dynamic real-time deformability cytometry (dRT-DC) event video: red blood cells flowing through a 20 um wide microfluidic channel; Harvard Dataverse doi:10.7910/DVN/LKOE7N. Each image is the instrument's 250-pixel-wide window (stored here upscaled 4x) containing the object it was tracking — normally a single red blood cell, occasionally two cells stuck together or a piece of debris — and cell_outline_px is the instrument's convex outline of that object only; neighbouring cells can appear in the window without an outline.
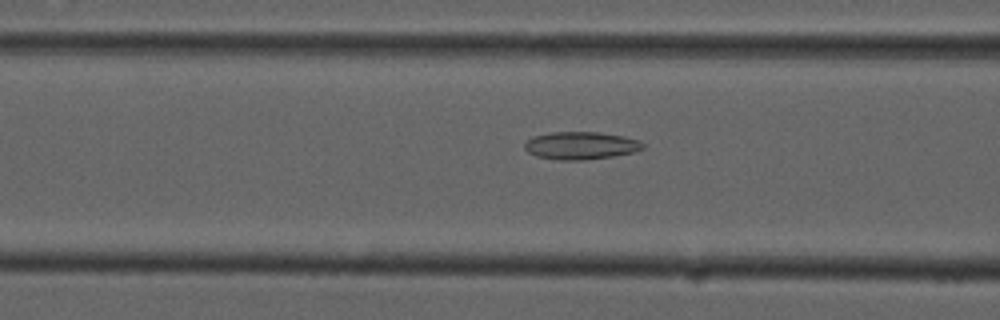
{"species": "common noctule bat (a hibernating species)", "species_latin": "Nyctalus noctula", "temperature_condition": "cold", "stored_images_in_passage": 54, "camera_frame_rate_fps": 3000, "um_per_image_px": 0.085, "animal": {"sex": "male", "forearm_length_mm": 52.5}, "frame": {"image": 1, "passage_image": 21, "time_ms": 6.667, "image_size_px": [1000, 320], "cell_outline_px": [[644, 148], [636, 152], [588, 160], [560, 160], [536, 156], [528, 152], [524, 148], [524, 144], [532, 136], [552, 132], [600, 132], [624, 136], [640, 140], [644, 144]], "centroid_in_image_um": [49.39, 12.37], "position_along_channel_um": 117.2, "area_um2": 19.25}}
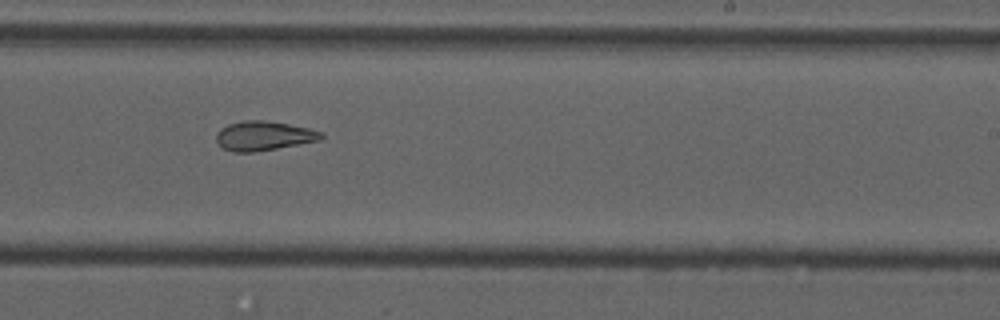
{"frame": {"image": 2, "passage_image": 33, "time_ms": 10.667, "image_size_px": [1000, 320], "cell_outline_px": [[324, 136], [320, 140], [276, 148], [252, 152], [232, 152], [224, 148], [216, 140], [216, 136], [228, 124], [244, 120], [264, 120], [288, 124], [308, 128], [324, 132]], "centroid_in_image_um": [22.45, 11.54], "position_along_channel_um": 266.6, "area_um2": 17.63}}
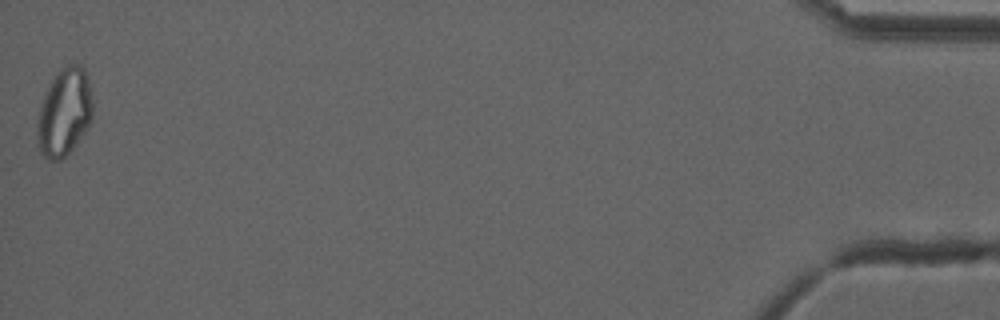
{"frame": {"image": 3, "passage_image": 54, "time_ms": 17.667, "image_size_px": [1000, 320], "cell_outline_px": [[92, 120], [84, 132], [72, 148], [60, 160], [48, 160], [40, 152], [36, 132], [40, 108], [44, 96], [52, 80], [68, 64], [80, 64], [84, 68], [88, 76], [92, 96]], "centroid_in_image_um": [5.49, 9.55], "position_along_channel_um": 429.7, "area_um2": 27.92}, "authors_computed_cell_mechanics": {"area_um2": 21.2993, "velocity_mm_per_s": 3.739, "shape_relaxation_time_tau1_ms": null, "shape_relaxation_time_tau2_ms": 3.9203, "deformation_change_tau1": null, "deformation_change_tau2": 0.1222}}